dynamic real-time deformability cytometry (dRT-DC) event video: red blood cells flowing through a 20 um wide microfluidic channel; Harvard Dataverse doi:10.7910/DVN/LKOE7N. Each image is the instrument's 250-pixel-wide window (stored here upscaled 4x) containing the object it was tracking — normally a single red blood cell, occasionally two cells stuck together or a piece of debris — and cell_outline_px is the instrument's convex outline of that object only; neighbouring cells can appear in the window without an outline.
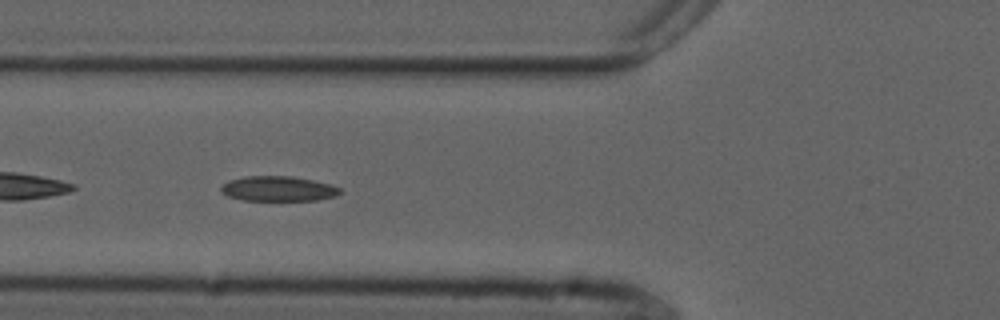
{"species": "common noctule bat (a hibernating species)", "species_latin": "Nyctalus noctula", "temperature_condition": "cold", "stored_images_in_passage": 38, "camera_frame_rate_fps": 3000, "um_per_image_px": 0.085, "animal": {"sex": "male", "forearm_length_mm": 52.5}, "frame": {"image": 1, "passage_image": 4, "time_ms": 1.0, "image_size_px": [1000, 320], "cell_outline_px": [[340, 192], [336, 196], [316, 200], [240, 200], [228, 196], [220, 192], [220, 188], [228, 180], [244, 176], [292, 176], [332, 184], [340, 188]], "centroid_in_image_um": [23.62, 16.03], "position_along_channel_um": 102.2, "area_um2": 17.4}}
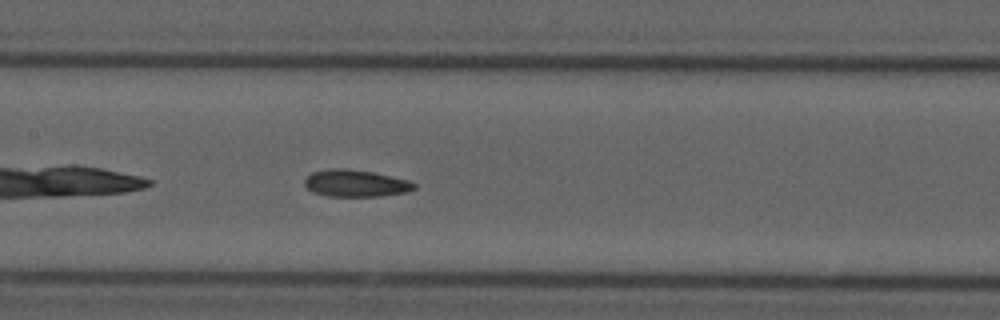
{"frame": {"image": 2, "passage_image": 10, "time_ms": 3.0, "image_size_px": [1000, 320], "cell_outline_px": [[416, 188], [408, 192], [380, 196], [328, 196], [312, 192], [304, 184], [304, 180], [312, 172], [332, 168], [348, 168], [372, 172], [408, 180], [416, 184]], "centroid_in_image_um": [30.23, 15.58], "position_along_channel_um": 177.2, "area_um2": 17.22}}
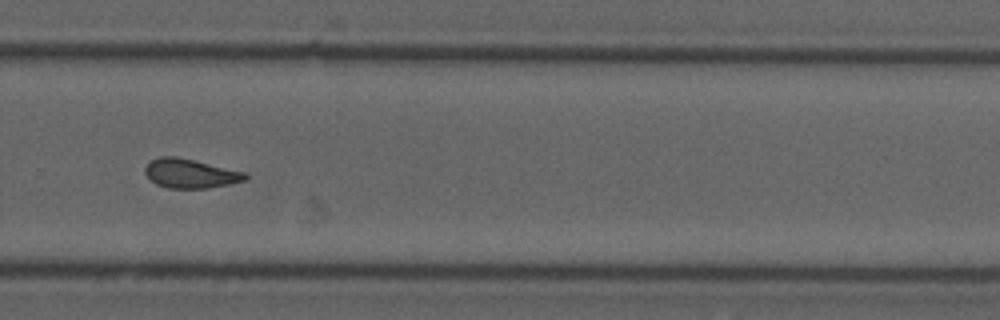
{"frame": {"image": 3, "passage_image": 21, "time_ms": 6.667, "image_size_px": [1000, 320], "cell_outline_px": [[248, 176], [244, 180], [228, 184], [208, 188], [168, 188], [156, 184], [144, 172], [144, 168], [152, 160], [160, 156], [176, 156], [248, 172]], "centroid_in_image_um": [16.2, 14.74], "position_along_channel_um": 313.6, "area_um2": 16.99}, "authors_computed_cell_mechanics": {"area_um2": 17.1666, "velocity_mm_per_s": 3.7385, "shape_relaxation_time_tau1_ms": null, "shape_relaxation_time_tau2_ms": 3.0976, "deformation_change_tau1": null, "deformation_change_tau2": 0.112}}